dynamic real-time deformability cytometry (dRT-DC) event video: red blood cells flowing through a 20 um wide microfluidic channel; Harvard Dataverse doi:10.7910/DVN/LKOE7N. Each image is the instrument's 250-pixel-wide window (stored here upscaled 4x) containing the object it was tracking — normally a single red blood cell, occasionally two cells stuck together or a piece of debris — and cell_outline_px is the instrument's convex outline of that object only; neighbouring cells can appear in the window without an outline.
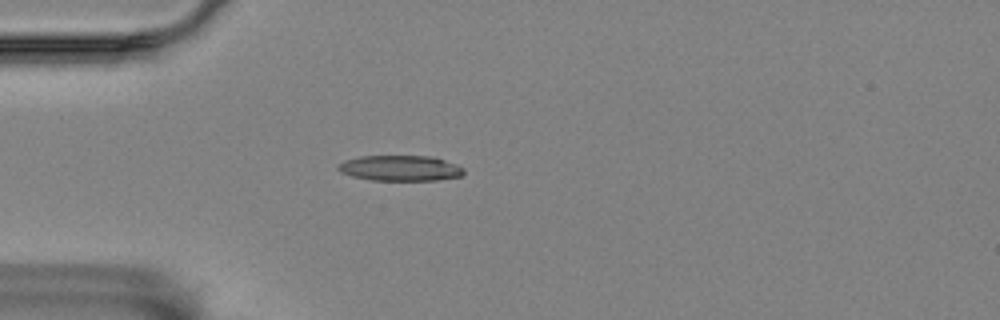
{"species": "Egyptian fruit bat (a non-hibernating species)", "species_latin": "Rousettus aegyptiacus", "temperature_condition": "room temperature", "stored_images_in_passage": 3, "camera_frame_rate_fps": 3000, "um_per_image_px": 0.085, "animal": {"sex": "female"}, "frame": {"image": 1, "passage_image": 3, "time_ms": 0.667, "image_size_px": [1000, 320], "cell_outline_px": [[464, 172], [460, 176], [436, 180], [372, 180], [352, 176], [340, 172], [336, 168], [336, 164], [344, 160], [360, 156], [432, 156], [456, 164], [464, 168]], "centroid_in_image_um": [33.97, 14.28], "position_along_channel_um": 51.0, "area_um2": 18.73}}